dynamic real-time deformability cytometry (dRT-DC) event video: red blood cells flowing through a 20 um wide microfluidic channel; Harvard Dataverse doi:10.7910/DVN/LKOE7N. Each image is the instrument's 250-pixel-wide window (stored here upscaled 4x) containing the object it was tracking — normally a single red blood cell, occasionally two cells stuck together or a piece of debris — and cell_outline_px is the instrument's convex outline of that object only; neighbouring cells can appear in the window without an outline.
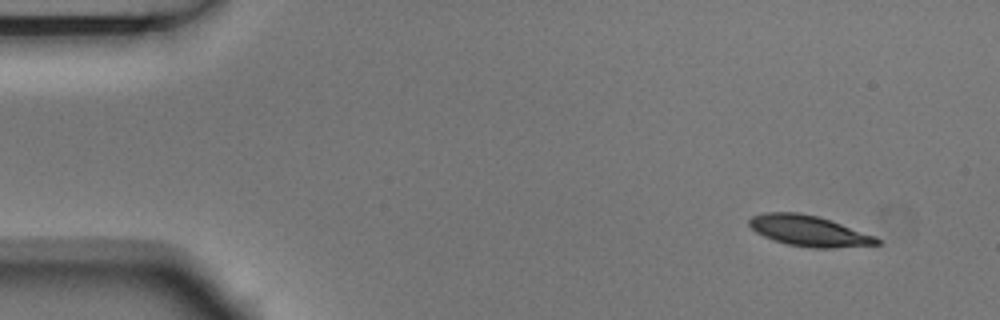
{"species": "Egyptian fruit bat (a non-hibernating species)", "species_latin": "Rousettus aegyptiacus", "temperature_condition": "room temperature", "stored_images_in_passage": 4, "camera_frame_rate_fps": 3000, "um_per_image_px": 0.085, "animal": {"sex": "male"}, "frame": {"image": 1, "passage_image": 1, "time_ms": 0.0, "image_size_px": [1000, 320], "cell_outline_px": [[880, 244], [832, 248], [812, 248], [788, 244], [764, 236], [756, 232], [748, 224], [748, 220], [752, 216], [764, 212], [796, 212], [820, 216], [876, 236], [880, 240]], "centroid_in_image_um": [68.77, 19.61], "position_along_channel_um": 16.2, "area_um2": 22.83}}
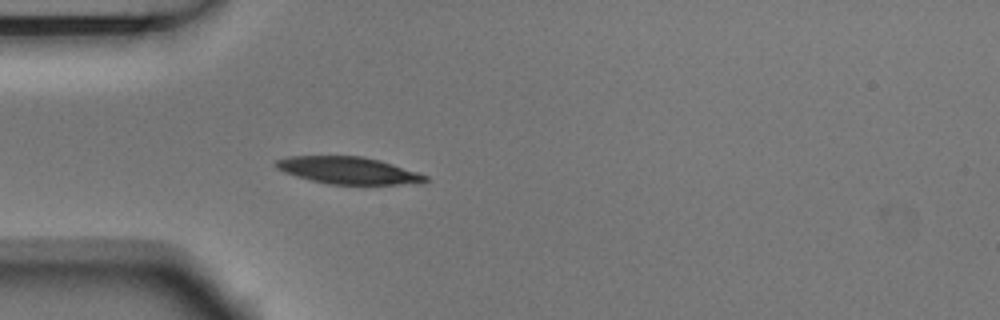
{"frame": {"image": 2, "passage_image": 4, "time_ms": 1.0, "image_size_px": [1000, 320], "cell_outline_px": [[428, 180], [424, 184], [328, 184], [296, 176], [284, 172], [276, 168], [272, 164], [276, 160], [288, 156], [364, 156], [380, 160], [428, 176]], "centroid_in_image_um": [29.6, 14.48], "position_along_channel_um": 55.4, "area_um2": 23.64}}